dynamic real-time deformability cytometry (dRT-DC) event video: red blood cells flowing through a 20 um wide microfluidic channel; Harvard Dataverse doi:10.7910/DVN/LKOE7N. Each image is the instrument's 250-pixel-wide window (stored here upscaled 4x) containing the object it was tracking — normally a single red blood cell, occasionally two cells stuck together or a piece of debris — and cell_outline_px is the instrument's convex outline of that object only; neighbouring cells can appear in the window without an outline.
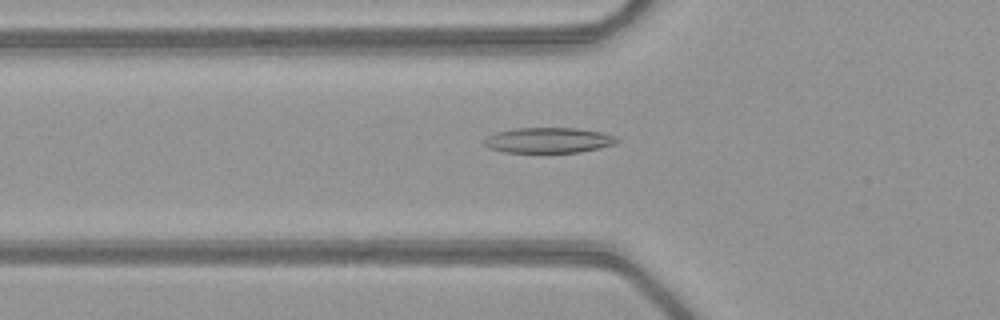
{"species": "common noctule bat (a hibernating species)", "species_latin": "Nyctalus noctula", "temperature_condition": "warm", "stored_images_in_passage": 46, "camera_frame_rate_fps": 3000, "um_per_image_px": 0.085, "animal": {"sex": "female", "body_mass_g": 21.9}, "frame": {"image": 1, "passage_image": 13, "time_ms": 4.0, "image_size_px": [1000, 320], "cell_outline_px": [[620, 140], [616, 144], [600, 148], [580, 152], [504, 152], [488, 148], [484, 144], [484, 140], [488, 136], [496, 132], [516, 128], [576, 128], [600, 132], [616, 136]], "centroid_in_image_um": [46.65, 11.92], "position_along_channel_um": 79.2, "area_um2": 19.65}}
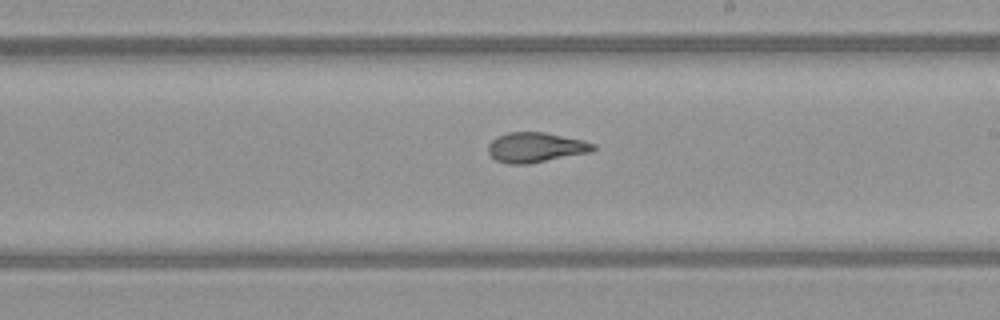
{"frame": {"image": 2, "passage_image": 25, "time_ms": 8.0, "image_size_px": [1000, 320], "cell_outline_px": [[596, 148], [588, 152], [528, 164], [508, 164], [496, 160], [488, 152], [488, 144], [496, 136], [508, 132], [544, 132], [584, 140], [596, 144]], "centroid_in_image_um": [45.5, 12.52], "position_along_channel_um": 243.5, "area_um2": 18.26}}
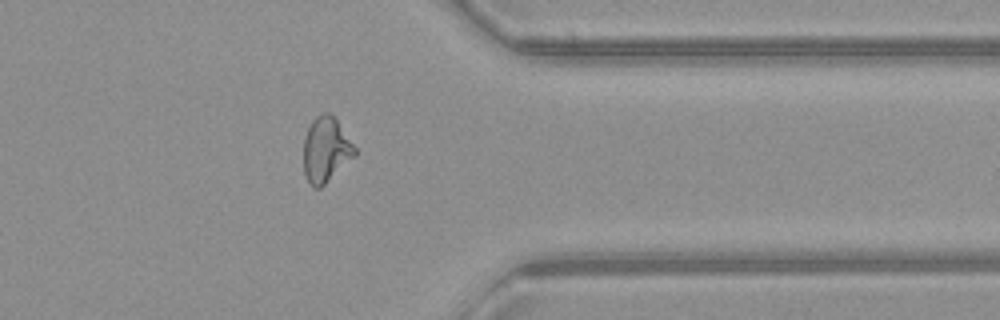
{"frame": {"image": 3, "passage_image": 36, "time_ms": 11.667, "image_size_px": [1000, 320], "cell_outline_px": [[356, 156], [320, 188], [312, 188], [308, 184], [304, 176], [304, 136], [312, 120], [320, 112], [328, 112], [336, 120], [356, 148]], "centroid_in_image_um": [27.68, 12.75], "position_along_channel_um": 383.7, "area_um2": 19.54}, "authors_computed_cell_mechanics": {"area_um2": 19.2474, "velocity_mm_per_s": 4.0729, "shape_relaxation_time_tau1_ms": null, "shape_relaxation_time_tau2_ms": 1.6528, "deformation_change_tau1": null, "deformation_change_tau2": 0.0979}}